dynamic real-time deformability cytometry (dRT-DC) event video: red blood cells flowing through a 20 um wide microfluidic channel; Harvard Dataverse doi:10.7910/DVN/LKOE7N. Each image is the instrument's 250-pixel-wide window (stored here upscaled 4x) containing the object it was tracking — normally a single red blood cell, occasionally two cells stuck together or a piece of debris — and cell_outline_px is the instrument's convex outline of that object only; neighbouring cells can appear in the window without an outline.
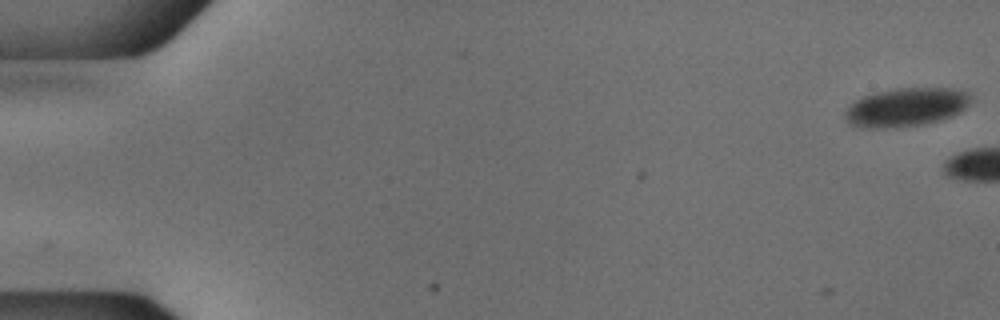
{"species": "common noctule bat (a hibernating species)", "species_latin": "Nyctalus noctula", "temperature_condition": "cold", "stored_images_in_passage": 4, "camera_frame_rate_fps": 3000, "um_per_image_px": 0.085, "animal": {"sex": "male", "body_mass_g": 18.8}, "frame": {"image": 1, "passage_image": 1, "time_ms": 0.0, "image_size_px": [1000, 320], "cell_outline_px": [[972, 96], [968, 104], [960, 112], [952, 116], [940, 120], [924, 124], [896, 128], [864, 128], [852, 124], [844, 116], [844, 112], [856, 100], [864, 96], [876, 92], [896, 88], [952, 88], [968, 92]], "centroid_in_image_um": [77.04, 9.11], "position_along_channel_um": 8.0, "area_um2": 28.26}}